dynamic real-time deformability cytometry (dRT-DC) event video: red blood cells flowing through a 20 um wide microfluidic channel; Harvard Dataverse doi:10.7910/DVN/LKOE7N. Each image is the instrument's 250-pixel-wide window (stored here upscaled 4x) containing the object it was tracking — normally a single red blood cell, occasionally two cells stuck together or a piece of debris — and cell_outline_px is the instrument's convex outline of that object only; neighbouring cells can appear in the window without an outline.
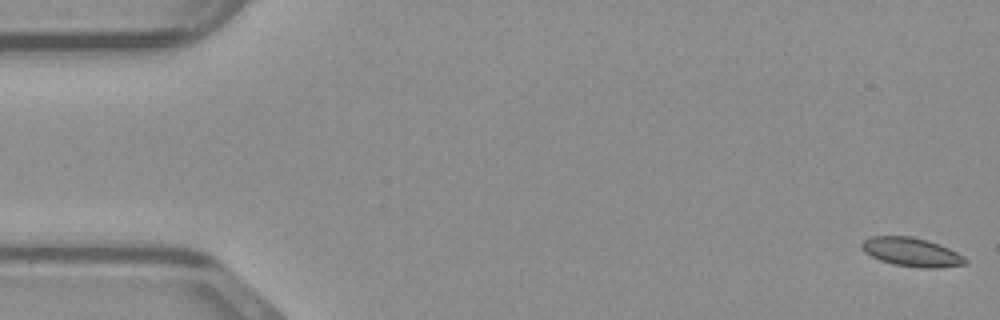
{"species": "common noctule bat (a hibernating species)", "species_latin": "Nyctalus noctula", "temperature_condition": "warm", "stored_images_in_passage": 49, "camera_frame_rate_fps": 3000, "um_per_image_px": 0.085, "animal": {"sex": "male", "body_mass_g": 23.1, "forearm_length_mm": 52.7}, "frame": {"image": 1, "passage_image": 1, "time_ms": 0.0, "image_size_px": [1000, 320], "cell_outline_px": [[968, 260], [964, 264], [936, 268], [924, 268], [896, 264], [880, 260], [864, 252], [860, 248], [860, 244], [864, 240], [872, 236], [912, 236], [928, 240], [940, 244], [964, 256]], "centroid_in_image_um": [77.47, 21.41], "position_along_channel_um": 7.5, "area_um2": 17.28}}
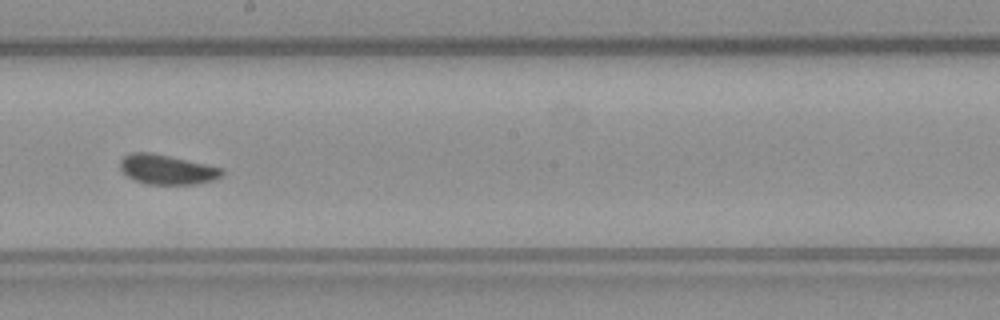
{"frame": {"image": 2, "passage_image": 27, "time_ms": 8.667, "image_size_px": [1000, 320], "cell_outline_px": [[224, 172], [220, 176], [212, 180], [196, 184], [148, 184], [136, 180], [128, 176], [120, 168], [120, 160], [124, 156], [132, 152], [152, 152], [224, 168]], "centroid_in_image_um": [14.2, 14.39], "position_along_channel_um": 234.0, "area_um2": 17.51}}
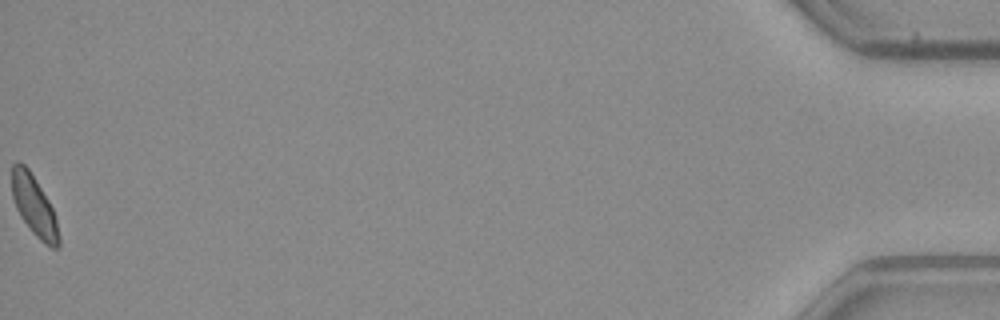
{"frame": {"image": 3, "passage_image": 49, "time_ms": 16.0, "image_size_px": [1000, 320], "cell_outline_px": [[60, 248], [52, 248], [44, 244], [32, 232], [20, 216], [16, 208], [12, 196], [12, 164], [16, 160], [24, 164], [28, 168], [36, 180], [48, 200], [52, 208], [56, 220], [60, 236]], "centroid_in_image_um": [2.9, 17.51], "position_along_channel_um": 432.3, "area_um2": 16.53}}